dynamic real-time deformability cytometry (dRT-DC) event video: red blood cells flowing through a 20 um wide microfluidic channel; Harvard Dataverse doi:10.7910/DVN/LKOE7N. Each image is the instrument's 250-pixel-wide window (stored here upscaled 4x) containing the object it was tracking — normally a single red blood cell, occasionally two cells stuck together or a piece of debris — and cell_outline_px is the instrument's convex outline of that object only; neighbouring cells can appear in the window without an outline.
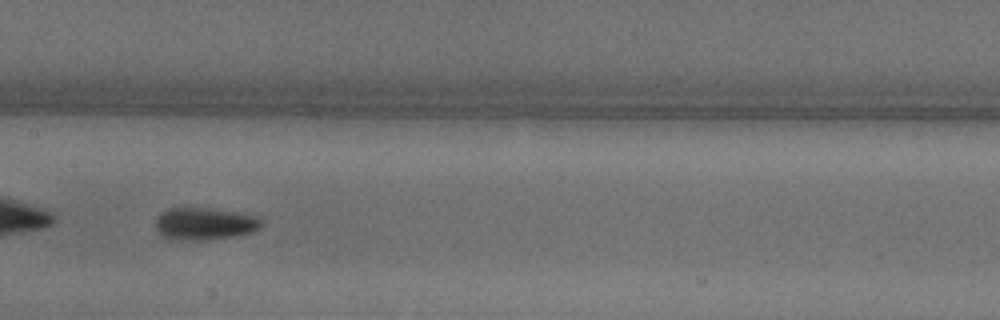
{"species": "common noctule bat (a hibernating species)", "species_latin": "Nyctalus noctula", "temperature_condition": "warm", "stored_images_in_passage": 40, "camera_frame_rate_fps": 3000, "um_per_image_px": 0.085, "animal": {"sex": "male", "body_mass_g": 18.8}, "frame": {"image": 1, "passage_image": 21, "time_ms": 6.667, "image_size_px": [1000, 320], "cell_outline_px": [[264, 224], [260, 228], [252, 232], [236, 236], [204, 240], [168, 240], [156, 228], [156, 220], [164, 212], [172, 208], [204, 208], [236, 212], [256, 216]], "centroid_in_image_um": [17.42, 19.04], "position_along_channel_um": 190.0, "area_um2": 19.71}}
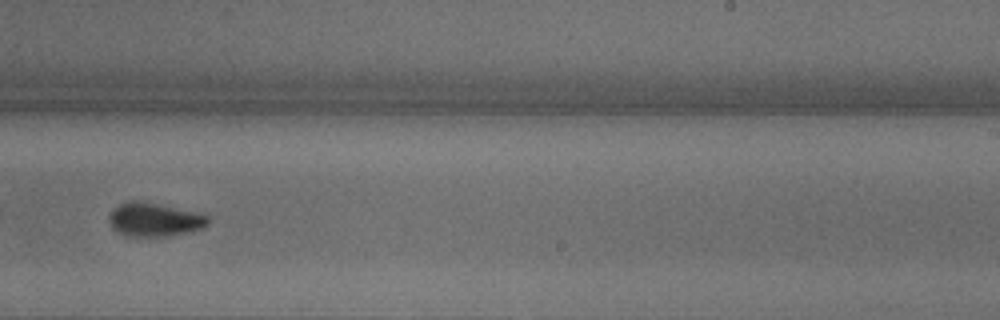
{"frame": {"image": 2, "passage_image": 26, "time_ms": 8.333, "image_size_px": [1000, 320], "cell_outline_px": [[208, 224], [204, 228], [192, 232], [168, 236], [124, 236], [112, 228], [108, 220], [108, 216], [112, 208], [128, 200], [132, 200], [156, 204], [196, 212], [208, 216]], "centroid_in_image_um": [13.09, 18.68], "position_along_channel_um": 275.9, "area_um2": 19.48}}
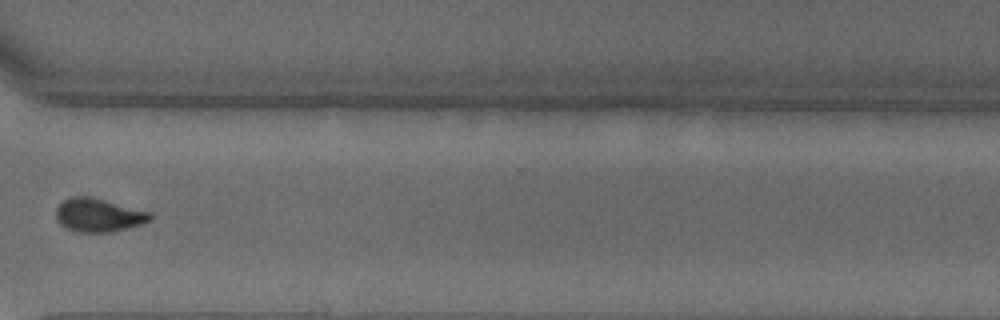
{"frame": {"image": 3, "passage_image": 31, "time_ms": 10.0, "image_size_px": [1000, 320], "cell_outline_px": [[152, 220], [140, 224], [108, 232], [76, 232], [64, 228], [56, 220], [56, 208], [64, 200], [72, 196], [88, 196], [152, 212]], "centroid_in_image_um": [8.34, 18.29], "position_along_channel_um": 362.3, "area_um2": 18.26}}